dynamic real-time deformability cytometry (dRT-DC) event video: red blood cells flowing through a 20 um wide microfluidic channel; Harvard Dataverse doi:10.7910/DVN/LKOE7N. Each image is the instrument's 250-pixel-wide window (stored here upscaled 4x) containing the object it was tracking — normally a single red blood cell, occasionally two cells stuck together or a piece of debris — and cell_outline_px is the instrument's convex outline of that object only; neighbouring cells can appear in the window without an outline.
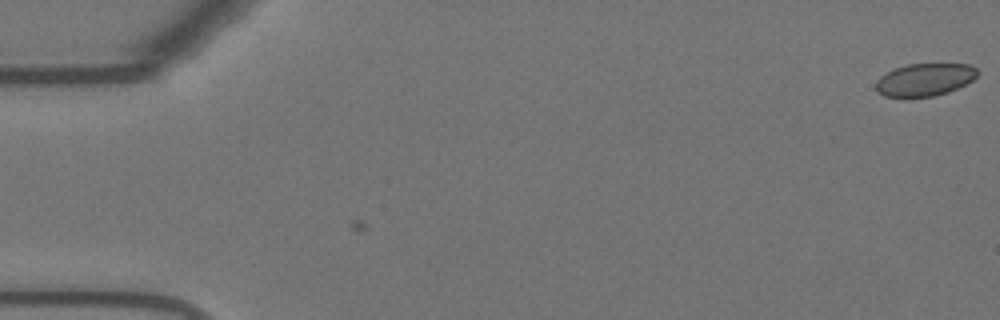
{"species": "Egyptian fruit bat (a non-hibernating species)", "species_latin": "Rousettus aegyptiacus", "temperature_condition": "warm", "stored_images_in_passage": 5, "camera_frame_rate_fps": 3000, "um_per_image_px": 0.085, "animal": {"sex": "female"}, "frame": {"image": 1, "passage_image": 5, "time_ms": 1.333, "image_size_px": [1000, 320], "cell_outline_px": [[980, 72], [972, 80], [948, 92], [932, 96], [908, 100], [884, 96], [876, 88], [876, 80], [880, 76], [896, 68], [908, 64], [968, 64], [976, 68]], "centroid_in_image_um": [78.57, 6.81], "position_along_channel_um": 6.4, "area_um2": 19.59}}